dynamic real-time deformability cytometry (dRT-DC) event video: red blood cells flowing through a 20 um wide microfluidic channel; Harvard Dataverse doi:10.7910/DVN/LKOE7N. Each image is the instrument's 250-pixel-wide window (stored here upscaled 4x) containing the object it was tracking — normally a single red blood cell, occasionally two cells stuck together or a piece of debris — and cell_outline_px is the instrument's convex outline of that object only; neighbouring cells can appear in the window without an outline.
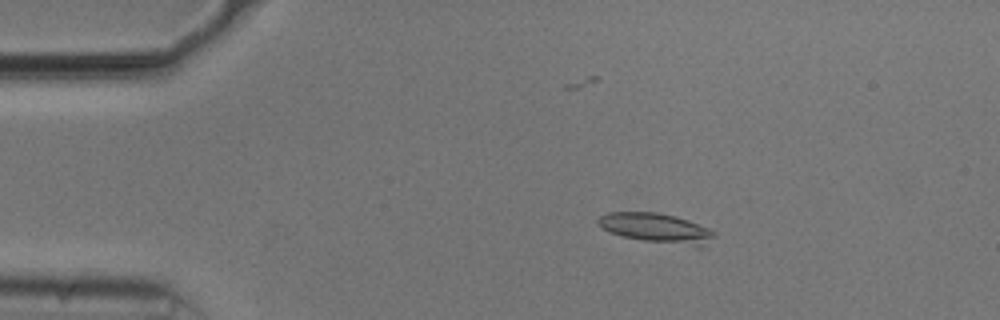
{"species": "common noctule bat (a hibernating species)", "species_latin": "Nyctalus noctula", "temperature_condition": "cold", "stored_images_in_passage": 14, "camera_frame_rate_fps": 3000, "um_per_image_px": 0.085, "animal": {"sex": "male", "body_mass_g": 20.5, "forearm_length_mm": 52.5}, "frame": {"image": 1, "passage_image": 10, "time_ms": 3.0, "image_size_px": [1000, 320], "cell_outline_px": [[716, 236], [704, 248], [696, 248], [644, 240], [624, 236], [608, 232], [596, 224], [596, 220], [600, 216], [608, 212], [656, 212], [676, 216], [688, 220], [708, 228], [716, 232]], "centroid_in_image_um": [55.85, 19.41], "position_along_channel_um": 29.2, "area_um2": 20.52}}